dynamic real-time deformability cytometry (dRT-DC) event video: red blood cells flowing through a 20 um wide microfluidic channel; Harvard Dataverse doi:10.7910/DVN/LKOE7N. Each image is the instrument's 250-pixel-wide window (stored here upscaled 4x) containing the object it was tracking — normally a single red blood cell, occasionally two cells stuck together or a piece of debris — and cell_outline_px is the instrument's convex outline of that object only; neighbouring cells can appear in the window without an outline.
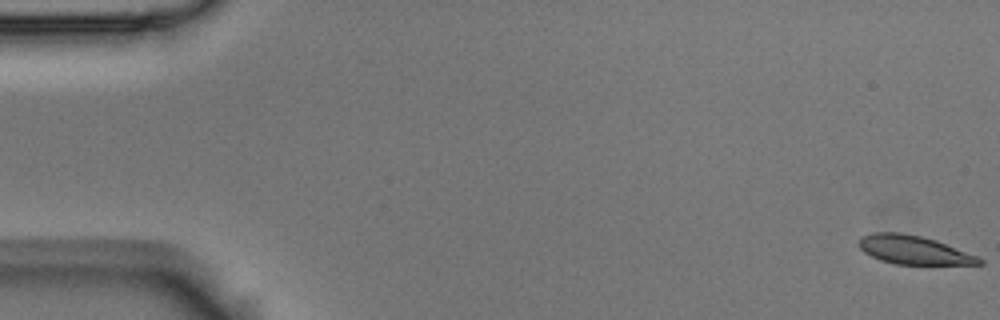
{"species": "Egyptian fruit bat (a non-hibernating species)", "species_latin": "Rousettus aegyptiacus", "temperature_condition": "room temperature", "stored_images_in_passage": 55, "camera_frame_rate_fps": 3000, "um_per_image_px": 0.085, "animal": {"sex": "male"}, "frame": {"image": 1, "passage_image": 1, "time_ms": 0.0, "image_size_px": [1000, 320], "cell_outline_px": [[984, 264], [896, 264], [880, 260], [864, 252], [860, 248], [860, 240], [864, 236], [872, 232], [900, 232], [920, 236], [936, 240], [976, 256], [984, 260]], "centroid_in_image_um": [77.66, 21.24], "position_along_channel_um": 7.3, "area_um2": 19.71}}
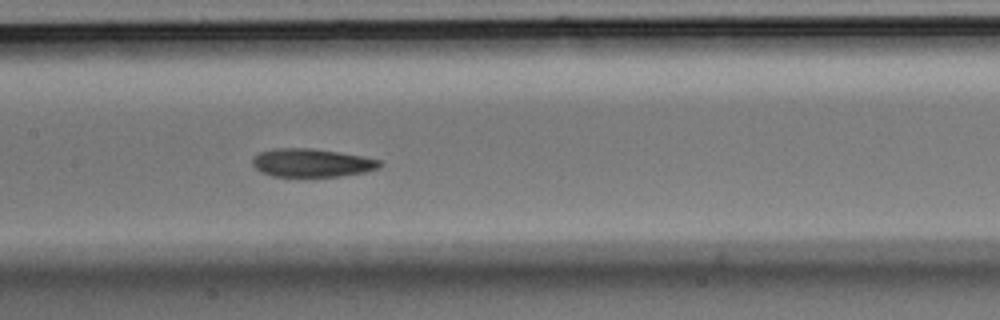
{"frame": {"image": 2, "passage_image": 27, "time_ms": 8.667, "image_size_px": [1000, 320], "cell_outline_px": [[384, 164], [380, 168], [364, 172], [340, 176], [272, 176], [260, 172], [252, 164], [252, 160], [260, 152], [272, 148], [312, 148], [364, 156], [380, 160]], "centroid_in_image_um": [26.52, 13.83], "position_along_channel_um": 180.9, "area_um2": 21.04}}
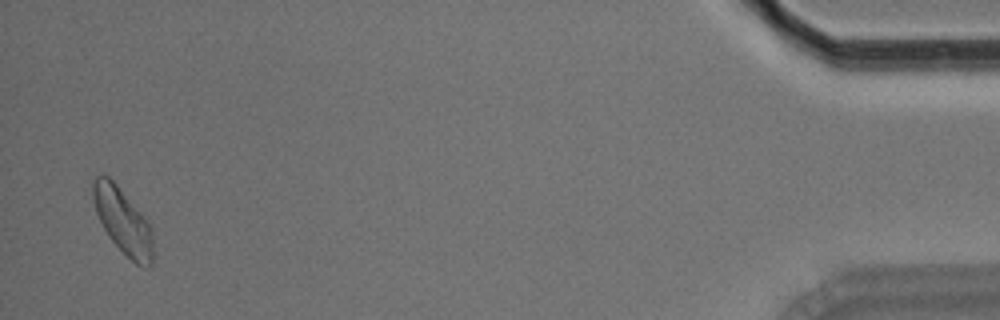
{"frame": {"image": 3, "passage_image": 54, "time_ms": 17.667, "image_size_px": [1000, 320], "cell_outline_px": [[152, 268], [148, 268], [136, 264], [108, 236], [96, 212], [92, 200], [92, 184], [96, 176], [108, 176], [116, 184], [148, 220], [152, 228]], "centroid_in_image_um": [10.46, 18.79], "position_along_channel_um": 424.7, "area_um2": 22.72}, "authors_computed_cell_mechanics": {"area_um2": 21.4438, "velocity_mm_per_s": 3.6663, "shape_relaxation_time_tau1_ms": 6.3926, "shape_relaxation_time_tau2_ms": 3.1768, "deformation_change_tau1": 0.1726, "deformation_change_tau2": 0.085}}